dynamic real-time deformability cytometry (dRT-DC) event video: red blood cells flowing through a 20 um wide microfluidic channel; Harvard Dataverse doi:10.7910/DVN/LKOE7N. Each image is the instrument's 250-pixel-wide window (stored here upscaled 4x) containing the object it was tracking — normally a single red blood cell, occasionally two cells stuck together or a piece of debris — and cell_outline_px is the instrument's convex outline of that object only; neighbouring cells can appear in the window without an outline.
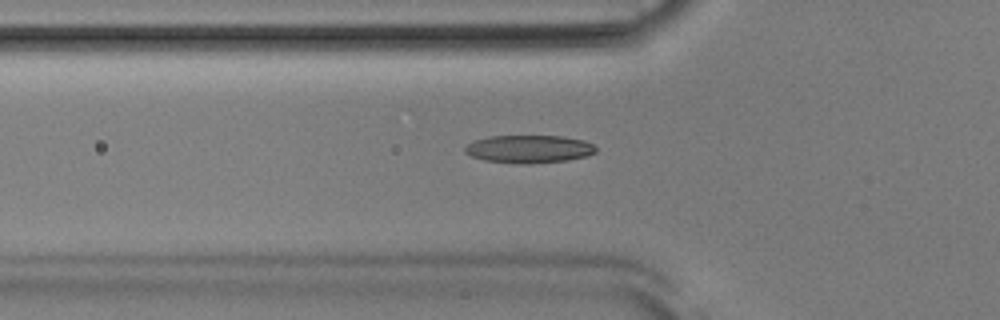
{"species": "Egyptian fruit bat (a non-hibernating species)", "species_latin": "Rousettus aegyptiacus", "temperature_condition": "room temperature", "stored_images_in_passage": 36, "camera_frame_rate_fps": 3000, "um_per_image_px": 0.085, "animal": {"sex": "male"}, "frame": {"image": 1, "passage_image": 2, "time_ms": 0.333, "image_size_px": [1000, 320], "cell_outline_px": [[596, 152], [588, 156], [568, 160], [532, 164], [520, 164], [484, 160], [472, 156], [464, 152], [464, 148], [472, 140], [488, 136], [560, 136], [584, 140], [592, 144], [596, 148]], "centroid_in_image_um": [44.95, 12.67], "position_along_channel_um": 80.8, "area_um2": 21.44}}
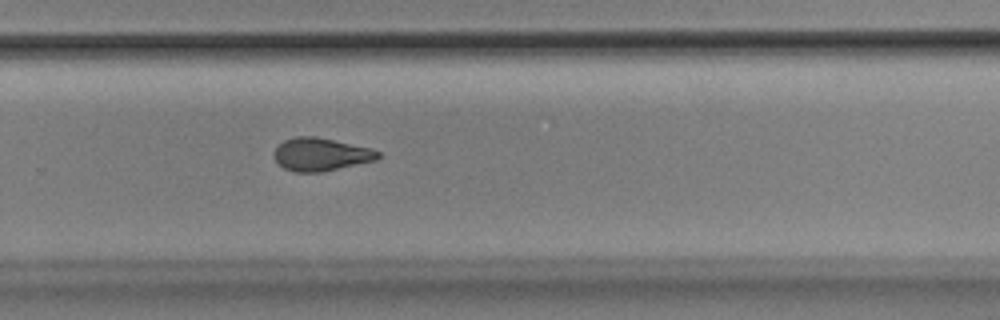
{"frame": {"image": 2, "passage_image": 19, "time_ms": 6.0, "image_size_px": [1000, 320], "cell_outline_px": [[380, 156], [376, 160], [320, 172], [292, 172], [284, 168], [272, 156], [272, 152], [284, 140], [296, 136], [316, 136], [372, 148], [380, 152]], "centroid_in_image_um": [27.25, 13.11], "position_along_channel_um": 302.5, "area_um2": 20.0}}
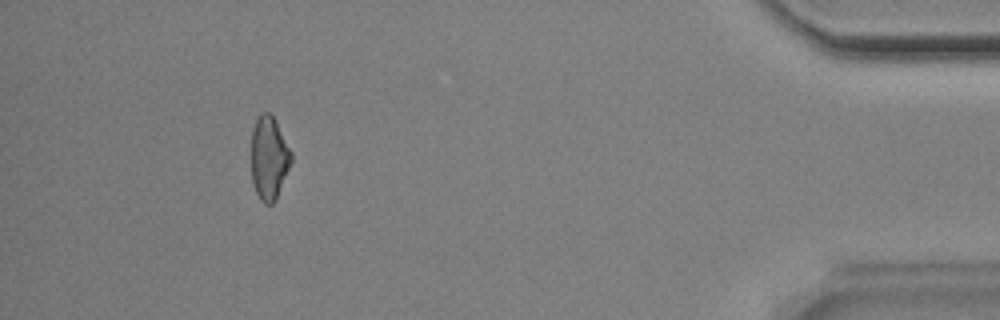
{"frame": {"image": 3, "passage_image": 32, "time_ms": 10.333, "image_size_px": [1000, 320], "cell_outline_px": [[292, 160], [276, 200], [272, 204], [264, 204], [260, 200], [252, 184], [252, 128], [260, 112], [268, 112], [272, 116], [292, 152]], "centroid_in_image_um": [22.86, 13.46], "position_along_channel_um": 412.3, "area_um2": 19.31}, "authors_computed_cell_mechanics": {"area_um2": 20.0566, "velocity_mm_per_s": 3.9107, "shape_relaxation_time_tau1_ms": 8.5461, "shape_relaxation_time_tau2_ms": 5.3338, "deformation_change_tau1": 0.207, "deformation_change_tau2": 0.1262}}